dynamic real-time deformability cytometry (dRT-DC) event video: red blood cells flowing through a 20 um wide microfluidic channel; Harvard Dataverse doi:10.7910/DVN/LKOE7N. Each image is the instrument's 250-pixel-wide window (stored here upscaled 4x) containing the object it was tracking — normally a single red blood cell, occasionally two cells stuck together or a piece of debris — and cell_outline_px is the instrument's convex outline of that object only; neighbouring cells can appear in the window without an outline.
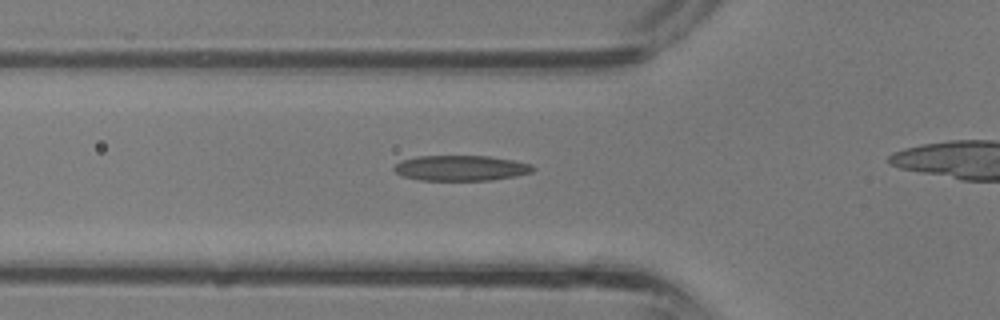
{"species": "common noctule bat (a hibernating species)", "species_latin": "Nyctalus noctula", "temperature_condition": "room temperature", "stored_images_in_passage": 27, "camera_frame_rate_fps": 3000, "um_per_image_px": 0.085, "animal": {"sex": "male", "body_mass_g": 13.3}, "frame": {"image": 1, "passage_image": 9, "time_ms": 2.667, "image_size_px": [1000, 320], "cell_outline_px": [[536, 168], [532, 172], [516, 176], [492, 180], [420, 180], [404, 176], [396, 172], [392, 168], [400, 160], [416, 156], [488, 156], [512, 160], [532, 164]], "centroid_in_image_um": [39.18, 14.28], "position_along_channel_um": 86.6, "area_um2": 20.58}}
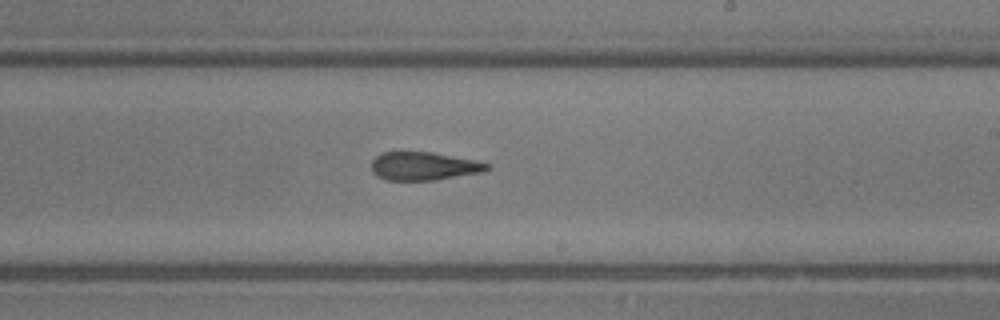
{"frame": {"image": 2, "passage_image": 18, "time_ms": 5.667, "image_size_px": [1000, 320], "cell_outline_px": [[492, 168], [484, 172], [436, 180], [388, 180], [376, 176], [372, 172], [372, 160], [380, 152], [432, 152], [476, 160], [492, 164]], "centroid_in_image_um": [36.07, 14.12], "position_along_channel_um": 252.9, "area_um2": 19.31}}
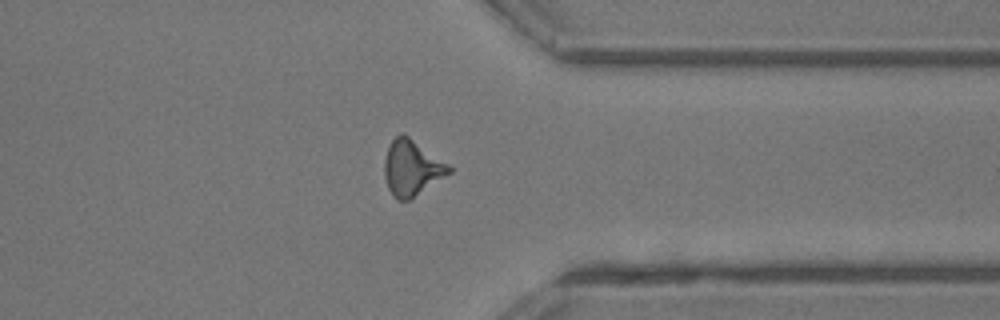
{"frame": {"image": 3, "passage_image": 25, "time_ms": 8.0, "image_size_px": [1000, 320], "cell_outline_px": [[452, 172], [408, 200], [396, 200], [392, 196], [388, 188], [384, 176], [384, 160], [388, 148], [392, 140], [400, 132], [404, 132], [448, 164], [452, 168]], "centroid_in_image_um": [34.98, 14.25], "position_along_channel_um": 376.4, "area_um2": 20.87}}